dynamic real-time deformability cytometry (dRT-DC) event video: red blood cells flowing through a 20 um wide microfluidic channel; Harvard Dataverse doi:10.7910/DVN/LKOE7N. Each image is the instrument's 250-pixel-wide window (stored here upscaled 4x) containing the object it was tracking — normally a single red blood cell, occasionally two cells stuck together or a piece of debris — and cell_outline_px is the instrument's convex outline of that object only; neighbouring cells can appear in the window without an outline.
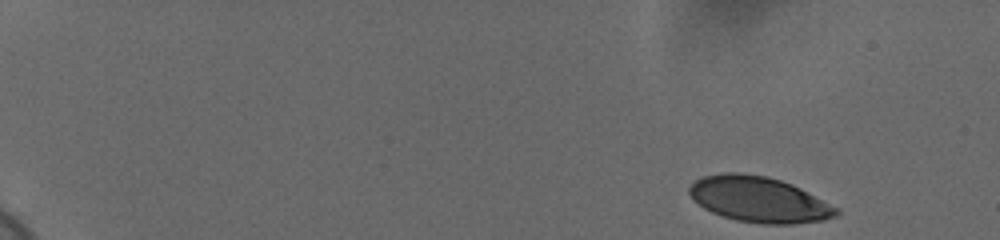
{"species": "human", "species_latin": "Homo sapiens", "temperature_condition": "cold", "stored_images_in_passage": 53, "camera_frame_rate_fps": 3000, "um_per_image_px": 0.085, "donor": {"sex": "female"}, "frame": {"image": 1, "passage_image": 1, "time_ms": 0.0, "image_size_px": [1000, 240], "cell_outline_px": [[840, 212], [836, 216], [824, 220], [792, 224], [760, 224], [736, 220], [712, 212], [704, 208], [688, 192], [688, 188], [696, 180], [704, 176], [724, 172], [740, 172], [768, 176], [792, 184], [840, 208]], "centroid_in_image_um": [64.55, 16.95], "position_along_channel_um": 20.4, "area_um2": 39.07}}
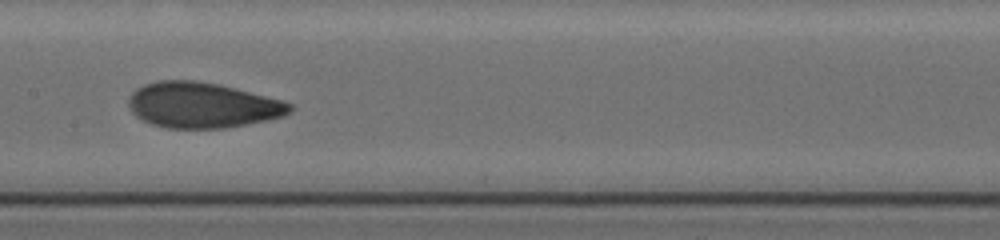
{"frame": {"image": 2, "passage_image": 28, "time_ms": 9.0, "image_size_px": [1000, 240], "cell_outline_px": [[292, 112], [284, 116], [268, 120], [248, 124], [224, 128], [168, 128], [152, 124], [136, 116], [132, 112], [128, 104], [128, 100], [132, 92], [136, 88], [144, 84], [156, 80], [196, 80], [220, 84], [284, 100], [292, 104]], "centroid_in_image_um": [17.22, 8.93], "position_along_channel_um": 190.2, "area_um2": 43.12}}
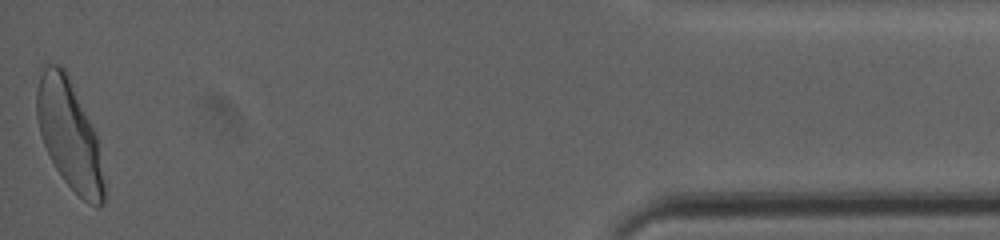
{"frame": {"image": 3, "passage_image": 53, "time_ms": 17.333, "image_size_px": [1000, 240], "cell_outline_px": [[104, 204], [100, 208], [96, 208], [88, 204], [64, 180], [56, 168], [44, 144], [40, 132], [36, 116], [36, 92], [44, 60], [60, 64], [68, 72], [96, 132], [104, 184]], "centroid_in_image_um": [5.89, 11.37], "position_along_channel_um": 429.3, "area_um2": 43.06}, "authors_computed_cell_mechanics": {"area_um2": 41.0958, "velocity_mm_per_s": 3.6595, "shape_relaxation_time_tau1_ms": 3.8435, "shape_relaxation_time_tau2_ms": 1.2119, "deformation_change_tau1": 0.1404, "deformation_change_tau2": 0.0667}}